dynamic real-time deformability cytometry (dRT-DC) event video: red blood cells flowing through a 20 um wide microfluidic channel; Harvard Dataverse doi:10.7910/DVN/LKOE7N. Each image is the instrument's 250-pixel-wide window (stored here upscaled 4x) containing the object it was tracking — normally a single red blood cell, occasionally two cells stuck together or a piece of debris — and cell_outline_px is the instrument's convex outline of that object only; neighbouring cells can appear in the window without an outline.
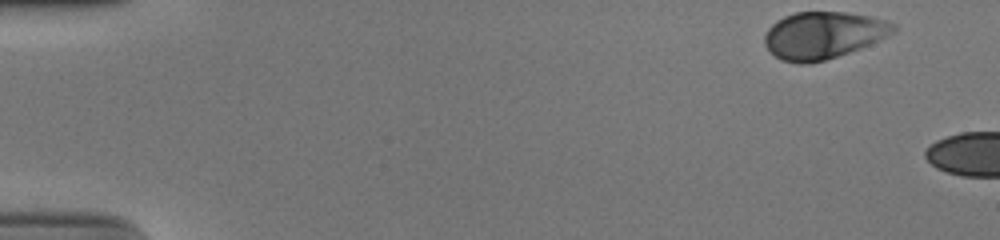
{"species": "human", "species_latin": "Homo sapiens", "temperature_condition": "cold", "stored_images_in_passage": 5, "camera_frame_rate_fps": 3000, "um_per_image_px": 0.085, "donor": {"sex": "male"}, "frame": {"image": 1, "passage_image": 1, "time_ms": 0.0, "image_size_px": [1000, 240], "cell_outline_px": [[896, 28], [892, 32], [860, 48], [824, 60], [808, 64], [800, 64], [780, 60], [764, 44], [764, 36], [768, 28], [776, 20], [784, 16], [796, 12], [844, 12], [868, 16], [884, 20], [896, 24]], "centroid_in_image_um": [69.91, 2.99], "position_along_channel_um": 15.1, "area_um2": 34.85}}